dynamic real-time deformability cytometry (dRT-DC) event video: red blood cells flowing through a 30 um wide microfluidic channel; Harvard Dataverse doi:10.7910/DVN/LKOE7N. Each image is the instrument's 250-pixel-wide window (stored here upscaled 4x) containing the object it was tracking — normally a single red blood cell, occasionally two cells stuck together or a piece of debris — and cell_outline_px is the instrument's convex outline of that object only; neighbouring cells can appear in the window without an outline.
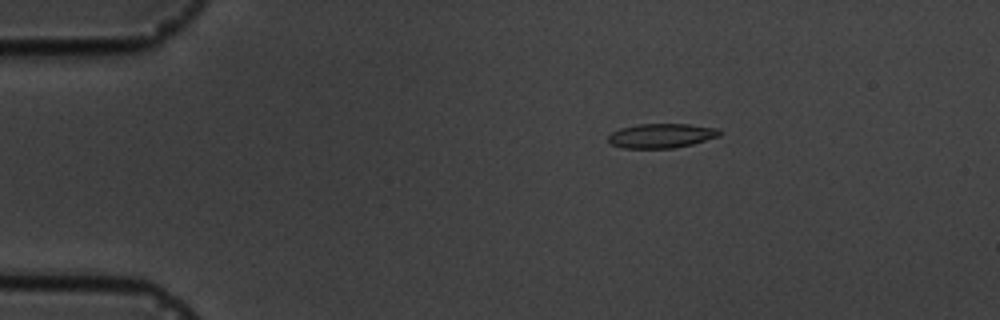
{"species": "common noctule bat (a hibernating species)", "species_latin": "Nyctalus noctula", "temperature_condition": "cold", "stored_images_in_passage": 4, "camera_frame_rate_fps": 3000, "um_per_image_px": 0.085, "animal": {"sex": "male", "body_mass_g": 19.5, "forearm_length_mm": 54.6}, "frame": {"image": 1, "passage_image": 1, "time_ms": 0.0, "image_size_px": [1000, 320], "cell_outline_px": [[720, 136], [692, 144], [672, 148], [624, 148], [612, 144], [608, 140], [608, 136], [612, 132], [620, 128], [636, 124], [688, 124], [720, 128]], "centroid_in_image_um": [56.23, 11.53], "position_along_channel_um": 28.8, "area_um2": 15.84}}
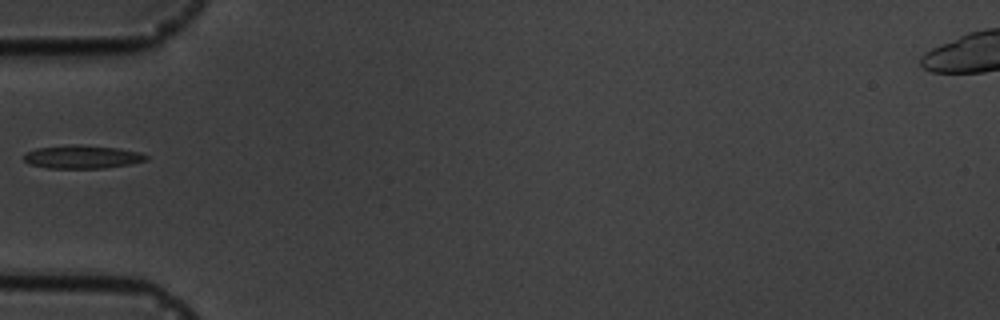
{"frame": {"image": 2, "passage_image": 3, "time_ms": 3.0, "image_size_px": [1000, 320], "cell_outline_px": [[148, 160], [132, 164], [104, 168], [48, 168], [28, 164], [24, 160], [24, 152], [36, 148], [72, 144], [80, 144], [120, 148], [140, 152], [148, 156]], "centroid_in_image_um": [6.99, 13.33], "position_along_channel_um": 78.0, "area_um2": 16.88}}
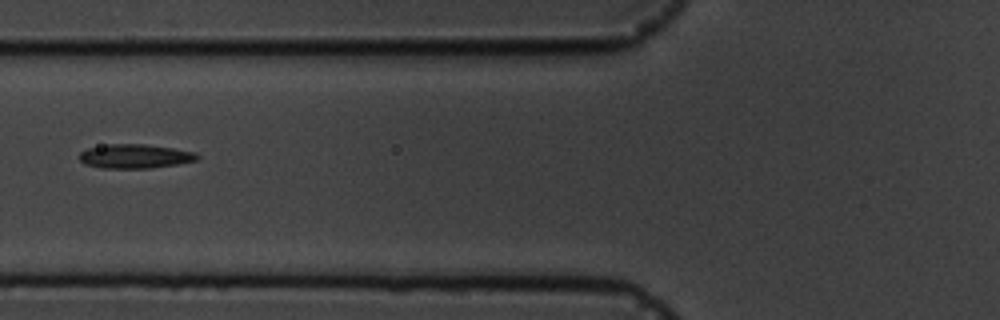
{"frame": {"image": 3, "passage_image": 4, "time_ms": 4.0, "image_size_px": [1000, 320], "cell_outline_px": [[200, 156], [196, 160], [176, 164], [152, 168], [100, 168], [84, 164], [80, 160], [80, 152], [88, 148], [108, 144], [144, 144], [172, 148], [196, 152]], "centroid_in_image_um": [11.46, 13.28], "position_along_channel_um": 114.3, "area_um2": 16.53}}